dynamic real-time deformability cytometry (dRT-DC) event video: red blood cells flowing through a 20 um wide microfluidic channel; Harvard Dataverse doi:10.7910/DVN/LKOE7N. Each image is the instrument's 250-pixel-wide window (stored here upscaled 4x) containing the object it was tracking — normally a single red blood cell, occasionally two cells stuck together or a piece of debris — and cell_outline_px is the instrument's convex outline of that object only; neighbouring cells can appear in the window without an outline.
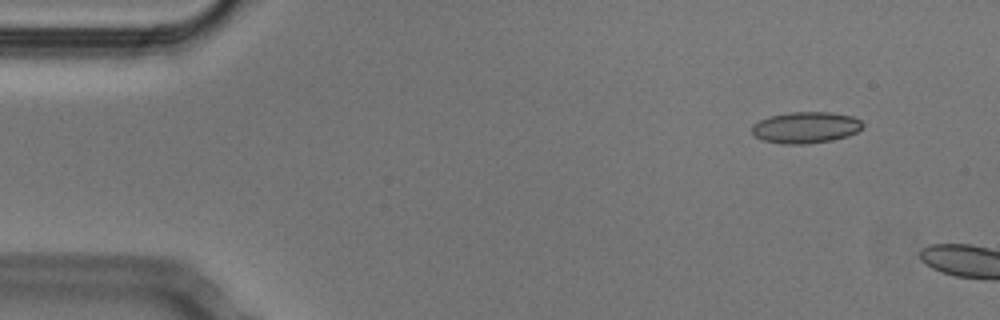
{"species": "Egyptian fruit bat (a non-hibernating species)", "species_latin": "Rousettus aegyptiacus", "temperature_condition": "cold", "stored_images_in_passage": 4, "camera_frame_rate_fps": 3000, "um_per_image_px": 0.085, "animal": {"sex": "male"}, "frame": {"image": 1, "passage_image": 1, "time_ms": 0.0, "image_size_px": [1000, 320], "cell_outline_px": [[864, 124], [856, 132], [848, 136], [832, 140], [808, 144], [780, 144], [764, 140], [756, 136], [752, 132], [752, 124], [768, 116], [788, 112], [828, 112], [852, 116], [860, 120]], "centroid_in_image_um": [68.47, 10.83], "position_along_channel_um": 16.5, "area_um2": 20.29}}